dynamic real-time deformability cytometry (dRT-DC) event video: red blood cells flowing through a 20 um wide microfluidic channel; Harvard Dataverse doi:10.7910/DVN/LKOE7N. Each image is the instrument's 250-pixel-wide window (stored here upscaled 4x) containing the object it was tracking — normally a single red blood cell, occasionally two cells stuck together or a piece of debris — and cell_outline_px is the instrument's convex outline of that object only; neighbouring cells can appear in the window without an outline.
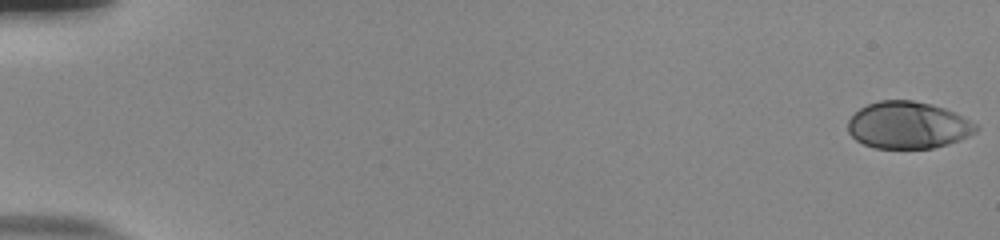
{"species": "human", "species_latin": "Homo sapiens", "temperature_condition": "room temperature", "stored_images_in_passage": 54, "camera_frame_rate_fps": 3000, "um_per_image_px": 0.085, "donor": {"sex": "male"}, "frame": {"image": 1, "passage_image": 1, "time_ms": 0.0, "image_size_px": [1000, 240], "cell_outline_px": [[980, 128], [976, 132], [960, 140], [948, 144], [932, 148], [876, 148], [864, 144], [856, 140], [848, 132], [848, 120], [860, 108], [868, 104], [880, 100], [912, 100], [932, 104], [944, 108], [976, 124]], "centroid_in_image_um": [77.17, 10.64], "position_along_channel_um": 7.8, "area_um2": 34.91}}
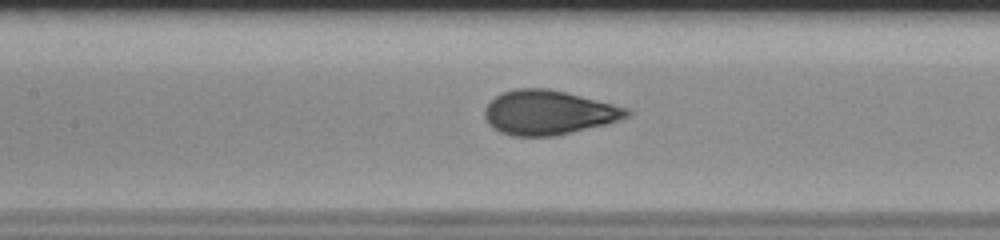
{"frame": {"image": 2, "passage_image": 27, "time_ms": 8.667, "image_size_px": [1000, 240], "cell_outline_px": [[632, 112], [628, 116], [620, 120], [608, 124], [572, 132], [552, 136], [512, 136], [500, 132], [492, 128], [488, 124], [484, 116], [484, 108], [496, 96], [504, 92], [516, 88], [548, 88], [628, 108]], "centroid_in_image_um": [46.6, 9.58], "position_along_channel_um": 160.8, "area_um2": 36.65}}
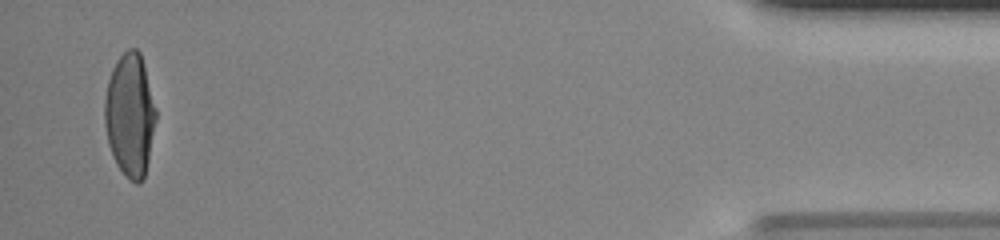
{"frame": {"image": 3, "passage_image": 53, "time_ms": 17.333, "image_size_px": [1000, 240], "cell_outline_px": [[156, 120], [144, 180], [140, 184], [136, 184], [128, 180], [124, 176], [116, 164], [112, 156], [108, 144], [104, 124], [104, 100], [108, 80], [112, 68], [116, 60], [128, 48], [136, 48], [140, 52], [144, 64], [156, 108]], "centroid_in_image_um": [11.04, 9.8], "position_along_channel_um": 424.2, "area_um2": 37.28}, "authors_computed_cell_mechanics": {"area_um2": 36.5296, "velocity_mm_per_s": 3.8793, "shape_relaxation_time_tau1_ms": 4.8831, "shape_relaxation_time_tau2_ms": null, "deformation_change_tau1": 0.2229, "deformation_change_tau2": null}}